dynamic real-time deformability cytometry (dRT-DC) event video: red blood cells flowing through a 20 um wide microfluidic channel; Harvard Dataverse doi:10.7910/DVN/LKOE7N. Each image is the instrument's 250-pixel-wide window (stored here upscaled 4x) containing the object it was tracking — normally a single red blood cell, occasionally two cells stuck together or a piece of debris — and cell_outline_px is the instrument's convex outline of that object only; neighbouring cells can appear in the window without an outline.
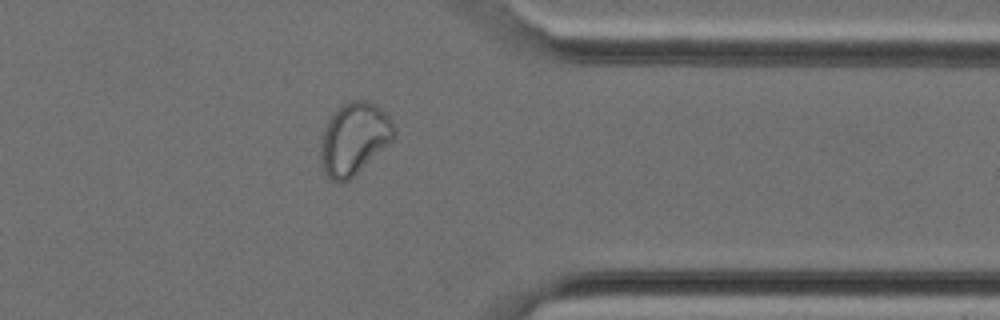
{"species": "Egyptian fruit bat (a non-hibernating species)", "species_latin": "Rousettus aegyptiacus", "temperature_condition": "cold", "stored_images_in_passage": 26, "camera_frame_rate_fps": 3000, "um_per_image_px": 0.085, "animal": {"sex": "female"}, "frame": {"image": 1, "passage_image": 19, "time_ms": 6.0, "image_size_px": [1000, 320], "cell_outline_px": [[396, 136], [392, 140], [348, 180], [340, 184], [332, 180], [324, 172], [320, 160], [320, 152], [324, 132], [328, 120], [344, 104], [352, 100], [368, 100], [376, 104], [392, 120], [396, 128]], "centroid_in_image_um": [30.12, 11.78], "position_along_channel_um": 381.3, "area_um2": 30.29}}